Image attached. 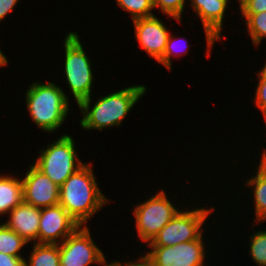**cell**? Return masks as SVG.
<instances>
[{
    "label": "cell",
    "instance_id": "6da1fadb",
    "mask_svg": "<svg viewBox=\"0 0 266 266\" xmlns=\"http://www.w3.org/2000/svg\"><path fill=\"white\" fill-rule=\"evenodd\" d=\"M110 200L102 194L92 165L84 164L75 171L59 189L61 205L80 226H86L88 220L100 211Z\"/></svg>",
    "mask_w": 266,
    "mask_h": 266
},
{
    "label": "cell",
    "instance_id": "7a4b0ae2",
    "mask_svg": "<svg viewBox=\"0 0 266 266\" xmlns=\"http://www.w3.org/2000/svg\"><path fill=\"white\" fill-rule=\"evenodd\" d=\"M146 91L145 85H135L104 95V97L98 98L93 106L91 97L82 100L77 105L83 116L80 126L85 130L101 131L103 128L121 126L124 118Z\"/></svg>",
    "mask_w": 266,
    "mask_h": 266
},
{
    "label": "cell",
    "instance_id": "3957f363",
    "mask_svg": "<svg viewBox=\"0 0 266 266\" xmlns=\"http://www.w3.org/2000/svg\"><path fill=\"white\" fill-rule=\"evenodd\" d=\"M56 83L35 81L26 90V105L32 121L45 132L59 129L69 115V97Z\"/></svg>",
    "mask_w": 266,
    "mask_h": 266
},
{
    "label": "cell",
    "instance_id": "277c9868",
    "mask_svg": "<svg viewBox=\"0 0 266 266\" xmlns=\"http://www.w3.org/2000/svg\"><path fill=\"white\" fill-rule=\"evenodd\" d=\"M65 80L68 82L70 93L73 94L77 105L91 97L94 74L90 58L86 54L81 39L76 32H69L64 41Z\"/></svg>",
    "mask_w": 266,
    "mask_h": 266
},
{
    "label": "cell",
    "instance_id": "5b68a950",
    "mask_svg": "<svg viewBox=\"0 0 266 266\" xmlns=\"http://www.w3.org/2000/svg\"><path fill=\"white\" fill-rule=\"evenodd\" d=\"M54 143L41 149L34 166L59 187L85 163L78 158L73 137L63 134Z\"/></svg>",
    "mask_w": 266,
    "mask_h": 266
},
{
    "label": "cell",
    "instance_id": "8992f818",
    "mask_svg": "<svg viewBox=\"0 0 266 266\" xmlns=\"http://www.w3.org/2000/svg\"><path fill=\"white\" fill-rule=\"evenodd\" d=\"M135 206L133 214L138 237L147 244L180 212L162 189L144 203Z\"/></svg>",
    "mask_w": 266,
    "mask_h": 266
},
{
    "label": "cell",
    "instance_id": "52a82bcc",
    "mask_svg": "<svg viewBox=\"0 0 266 266\" xmlns=\"http://www.w3.org/2000/svg\"><path fill=\"white\" fill-rule=\"evenodd\" d=\"M194 209L181 210L147 246H174L175 244L197 240L203 234L202 226L214 207H211V209H206V207Z\"/></svg>",
    "mask_w": 266,
    "mask_h": 266
},
{
    "label": "cell",
    "instance_id": "ba28073f",
    "mask_svg": "<svg viewBox=\"0 0 266 266\" xmlns=\"http://www.w3.org/2000/svg\"><path fill=\"white\" fill-rule=\"evenodd\" d=\"M60 266H89L102 264L106 260L101 249L96 246L89 228L80 226L74 233L58 244Z\"/></svg>",
    "mask_w": 266,
    "mask_h": 266
},
{
    "label": "cell",
    "instance_id": "9c48e42d",
    "mask_svg": "<svg viewBox=\"0 0 266 266\" xmlns=\"http://www.w3.org/2000/svg\"><path fill=\"white\" fill-rule=\"evenodd\" d=\"M203 235L197 240L174 246H148L151 250L145 256L155 266H206Z\"/></svg>",
    "mask_w": 266,
    "mask_h": 266
},
{
    "label": "cell",
    "instance_id": "30bf717a",
    "mask_svg": "<svg viewBox=\"0 0 266 266\" xmlns=\"http://www.w3.org/2000/svg\"><path fill=\"white\" fill-rule=\"evenodd\" d=\"M80 225L61 206L40 208L38 244H60Z\"/></svg>",
    "mask_w": 266,
    "mask_h": 266
},
{
    "label": "cell",
    "instance_id": "8fae6325",
    "mask_svg": "<svg viewBox=\"0 0 266 266\" xmlns=\"http://www.w3.org/2000/svg\"><path fill=\"white\" fill-rule=\"evenodd\" d=\"M28 168L22 179L24 202L38 208L58 205L60 187L34 165Z\"/></svg>",
    "mask_w": 266,
    "mask_h": 266
},
{
    "label": "cell",
    "instance_id": "7c38bea8",
    "mask_svg": "<svg viewBox=\"0 0 266 266\" xmlns=\"http://www.w3.org/2000/svg\"><path fill=\"white\" fill-rule=\"evenodd\" d=\"M193 11L200 17L206 36V56H210L212 46L220 41L225 11L229 0H190Z\"/></svg>",
    "mask_w": 266,
    "mask_h": 266
},
{
    "label": "cell",
    "instance_id": "4fadbf2b",
    "mask_svg": "<svg viewBox=\"0 0 266 266\" xmlns=\"http://www.w3.org/2000/svg\"><path fill=\"white\" fill-rule=\"evenodd\" d=\"M135 38L139 46L157 62L163 57L164 50L171 34L164 23L155 15L133 21Z\"/></svg>",
    "mask_w": 266,
    "mask_h": 266
},
{
    "label": "cell",
    "instance_id": "5bb4252c",
    "mask_svg": "<svg viewBox=\"0 0 266 266\" xmlns=\"http://www.w3.org/2000/svg\"><path fill=\"white\" fill-rule=\"evenodd\" d=\"M8 214L9 219L4 224L28 243L38 244L40 208L23 201Z\"/></svg>",
    "mask_w": 266,
    "mask_h": 266
},
{
    "label": "cell",
    "instance_id": "9a60e30c",
    "mask_svg": "<svg viewBox=\"0 0 266 266\" xmlns=\"http://www.w3.org/2000/svg\"><path fill=\"white\" fill-rule=\"evenodd\" d=\"M0 175V216L8 214L24 201L22 178Z\"/></svg>",
    "mask_w": 266,
    "mask_h": 266
},
{
    "label": "cell",
    "instance_id": "2e32d148",
    "mask_svg": "<svg viewBox=\"0 0 266 266\" xmlns=\"http://www.w3.org/2000/svg\"><path fill=\"white\" fill-rule=\"evenodd\" d=\"M248 187L253 188L254 208H255V221H266V164L260 160L257 172L255 175L246 181Z\"/></svg>",
    "mask_w": 266,
    "mask_h": 266
},
{
    "label": "cell",
    "instance_id": "e0dca14e",
    "mask_svg": "<svg viewBox=\"0 0 266 266\" xmlns=\"http://www.w3.org/2000/svg\"><path fill=\"white\" fill-rule=\"evenodd\" d=\"M25 266H60L58 244L33 243V249Z\"/></svg>",
    "mask_w": 266,
    "mask_h": 266
},
{
    "label": "cell",
    "instance_id": "ac0fdd59",
    "mask_svg": "<svg viewBox=\"0 0 266 266\" xmlns=\"http://www.w3.org/2000/svg\"><path fill=\"white\" fill-rule=\"evenodd\" d=\"M28 244L15 231L4 223L0 224V252L11 256L22 257L21 249Z\"/></svg>",
    "mask_w": 266,
    "mask_h": 266
},
{
    "label": "cell",
    "instance_id": "d6986e66",
    "mask_svg": "<svg viewBox=\"0 0 266 266\" xmlns=\"http://www.w3.org/2000/svg\"><path fill=\"white\" fill-rule=\"evenodd\" d=\"M242 16L246 19L248 34L253 44L259 46L263 38H266V11Z\"/></svg>",
    "mask_w": 266,
    "mask_h": 266
},
{
    "label": "cell",
    "instance_id": "ffe728a7",
    "mask_svg": "<svg viewBox=\"0 0 266 266\" xmlns=\"http://www.w3.org/2000/svg\"><path fill=\"white\" fill-rule=\"evenodd\" d=\"M118 6L131 14L132 21L153 16L152 0H116Z\"/></svg>",
    "mask_w": 266,
    "mask_h": 266
},
{
    "label": "cell",
    "instance_id": "44dd1931",
    "mask_svg": "<svg viewBox=\"0 0 266 266\" xmlns=\"http://www.w3.org/2000/svg\"><path fill=\"white\" fill-rule=\"evenodd\" d=\"M250 242L249 254L253 262L258 266H266V230L253 231V235H250Z\"/></svg>",
    "mask_w": 266,
    "mask_h": 266
},
{
    "label": "cell",
    "instance_id": "7402d4cb",
    "mask_svg": "<svg viewBox=\"0 0 266 266\" xmlns=\"http://www.w3.org/2000/svg\"><path fill=\"white\" fill-rule=\"evenodd\" d=\"M186 0H152L154 9L159 8L168 17L181 23Z\"/></svg>",
    "mask_w": 266,
    "mask_h": 266
},
{
    "label": "cell",
    "instance_id": "603a6c76",
    "mask_svg": "<svg viewBox=\"0 0 266 266\" xmlns=\"http://www.w3.org/2000/svg\"><path fill=\"white\" fill-rule=\"evenodd\" d=\"M257 74L259 79L255 91L254 104L260 109L264 120H266V63L264 64V67L257 72Z\"/></svg>",
    "mask_w": 266,
    "mask_h": 266
},
{
    "label": "cell",
    "instance_id": "cb8c5ba5",
    "mask_svg": "<svg viewBox=\"0 0 266 266\" xmlns=\"http://www.w3.org/2000/svg\"><path fill=\"white\" fill-rule=\"evenodd\" d=\"M177 39H180V38L173 36V34L169 35L163 57L158 61V63L163 64V66H165L168 70H171L172 69L171 67H173L172 60H171L172 56H178V57L180 56V54H176L178 52H176L177 50L174 49L176 47L174 44H176Z\"/></svg>",
    "mask_w": 266,
    "mask_h": 266
},
{
    "label": "cell",
    "instance_id": "d4e9b609",
    "mask_svg": "<svg viewBox=\"0 0 266 266\" xmlns=\"http://www.w3.org/2000/svg\"><path fill=\"white\" fill-rule=\"evenodd\" d=\"M241 14H254L266 11V0H238Z\"/></svg>",
    "mask_w": 266,
    "mask_h": 266
},
{
    "label": "cell",
    "instance_id": "484cf974",
    "mask_svg": "<svg viewBox=\"0 0 266 266\" xmlns=\"http://www.w3.org/2000/svg\"><path fill=\"white\" fill-rule=\"evenodd\" d=\"M24 257H16L0 252V266H25Z\"/></svg>",
    "mask_w": 266,
    "mask_h": 266
},
{
    "label": "cell",
    "instance_id": "4316f807",
    "mask_svg": "<svg viewBox=\"0 0 266 266\" xmlns=\"http://www.w3.org/2000/svg\"><path fill=\"white\" fill-rule=\"evenodd\" d=\"M19 0H0V21L14 10Z\"/></svg>",
    "mask_w": 266,
    "mask_h": 266
},
{
    "label": "cell",
    "instance_id": "83f0119b",
    "mask_svg": "<svg viewBox=\"0 0 266 266\" xmlns=\"http://www.w3.org/2000/svg\"><path fill=\"white\" fill-rule=\"evenodd\" d=\"M139 259L134 261L127 262L125 261V264L127 266H155L145 255H141V257H138Z\"/></svg>",
    "mask_w": 266,
    "mask_h": 266
},
{
    "label": "cell",
    "instance_id": "f1b7e54d",
    "mask_svg": "<svg viewBox=\"0 0 266 266\" xmlns=\"http://www.w3.org/2000/svg\"><path fill=\"white\" fill-rule=\"evenodd\" d=\"M102 266H127L125 263H120L116 260L107 262L106 260L101 264Z\"/></svg>",
    "mask_w": 266,
    "mask_h": 266
},
{
    "label": "cell",
    "instance_id": "f546056e",
    "mask_svg": "<svg viewBox=\"0 0 266 266\" xmlns=\"http://www.w3.org/2000/svg\"><path fill=\"white\" fill-rule=\"evenodd\" d=\"M7 64H8V60H7L6 56L0 50V67L7 66Z\"/></svg>",
    "mask_w": 266,
    "mask_h": 266
}]
</instances>
